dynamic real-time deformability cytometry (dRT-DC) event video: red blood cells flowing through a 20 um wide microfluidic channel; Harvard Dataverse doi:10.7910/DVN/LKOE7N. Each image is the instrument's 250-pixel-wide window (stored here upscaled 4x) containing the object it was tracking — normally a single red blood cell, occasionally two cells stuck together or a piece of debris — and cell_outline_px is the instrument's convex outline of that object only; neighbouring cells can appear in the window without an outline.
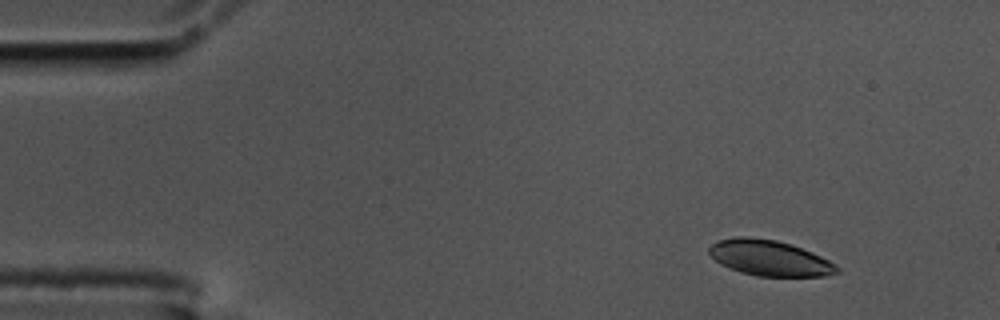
{"species": "common noctule bat (a hibernating species)", "species_latin": "Nyctalus noctula", "temperature_condition": "cold", "stored_images_in_passage": 55, "camera_frame_rate_fps": 3000, "um_per_image_px": 0.085, "animal": {"sex": "male", "body_mass_g": 17.5, "forearm_length_mm": 52.3}, "frame": {"image": 1, "passage_image": 2, "time_ms": 0.333, "image_size_px": [1000, 320], "cell_outline_px": [[840, 272], [824, 276], [756, 276], [740, 272], [728, 268], [720, 264], [708, 252], [708, 248], [712, 244], [720, 240], [736, 236], [748, 236], [776, 240], [792, 244], [812, 252], [836, 264], [840, 268]], "centroid_in_image_um": [65.41, 21.93], "position_along_channel_um": 19.6, "area_um2": 26.65}}
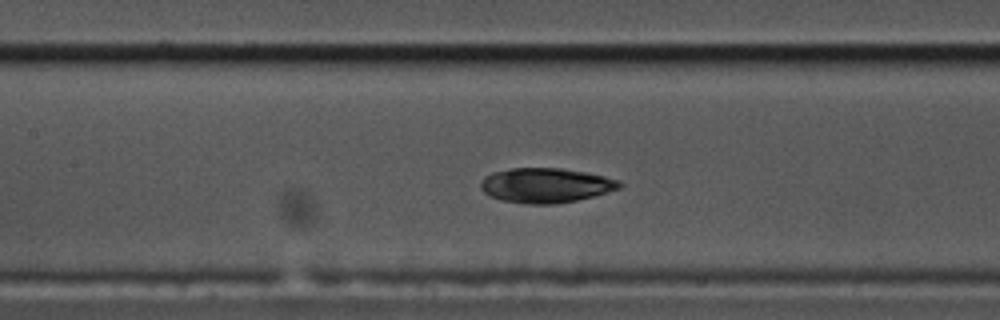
{"frame": {"image": 2, "passage_image": 22, "time_ms": 7.0, "image_size_px": [1000, 320], "cell_outline_px": [[624, 184], [620, 188], [592, 196], [576, 200], [556, 204], [524, 204], [500, 200], [484, 192], [480, 188], [480, 184], [484, 176], [492, 172], [512, 168], [560, 168], [584, 172], [604, 176], [620, 180]], "centroid_in_image_um": [46.37, 15.75], "position_along_channel_um": 161.0, "area_um2": 28.09}}
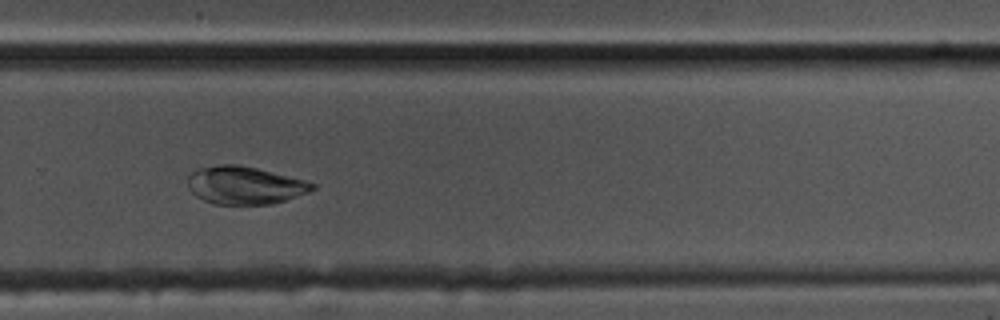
{"frame": {"image": 3, "passage_image": 35, "time_ms": 11.333, "image_size_px": [1000, 320], "cell_outline_px": [[316, 188], [308, 192], [272, 204], [216, 204], [204, 200], [196, 196], [188, 188], [188, 176], [196, 168], [220, 164], [236, 164], [256, 168], [304, 180], [316, 184]], "centroid_in_image_um": [20.77, 15.74], "position_along_channel_um": 309.0, "area_um2": 27.28}, "authors_computed_cell_mechanics": {"area_um2": 28.033, "velocity_mm_per_s": 3.4294, "shape_relaxation_time_tau1_ms": 5.4744, "shape_relaxation_time_tau2_ms": 2.7362, "deformation_change_tau1": 0.1564, "deformation_change_tau2": 0.0562}}